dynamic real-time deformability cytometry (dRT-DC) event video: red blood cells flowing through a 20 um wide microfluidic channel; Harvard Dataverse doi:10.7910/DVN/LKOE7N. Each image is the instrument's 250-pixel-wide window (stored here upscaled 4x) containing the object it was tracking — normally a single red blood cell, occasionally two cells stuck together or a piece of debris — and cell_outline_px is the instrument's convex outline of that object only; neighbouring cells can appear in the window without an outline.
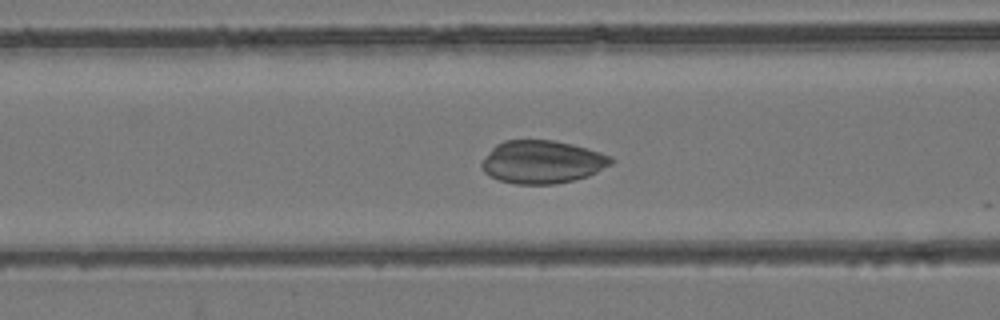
{"species": "common noctule bat (a hibernating species)", "species_latin": "Nyctalus noctula", "temperature_condition": "room temperature", "stored_images_in_passage": 23, "camera_frame_rate_fps": 3000, "um_per_image_px": 0.085, "animal": {"sex": "female", "body_mass_g": 24.6, "forearm_length_mm": 56.2}, "frame": {"image": 1, "passage_image": 19, "time_ms": 6.0, "image_size_px": [1000, 320], "cell_outline_px": [[616, 160], [612, 164], [588, 176], [556, 184], [516, 184], [500, 180], [484, 172], [480, 164], [492, 148], [496, 144], [504, 140], [552, 140], [572, 144], [600, 152], [612, 156]], "centroid_in_image_um": [46.11, 13.76], "position_along_channel_um": 120.5, "area_um2": 32.31}}
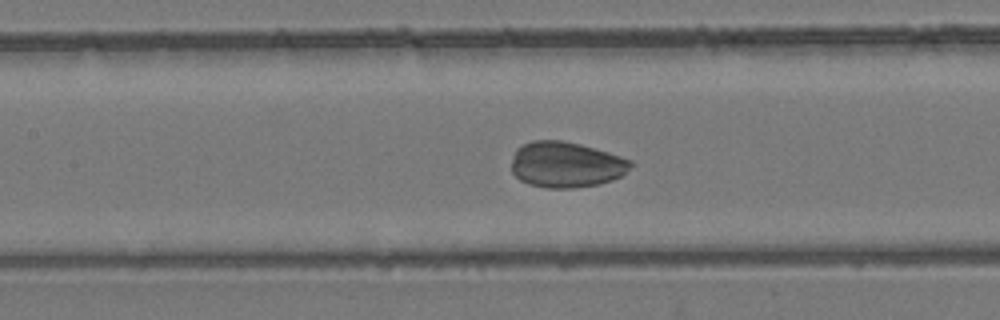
{"frame": {"image": 2, "passage_image": 22, "time_ms": 7.0, "image_size_px": [1000, 320], "cell_outline_px": [[636, 164], [620, 176], [612, 180], [600, 184], [572, 188], [548, 188], [528, 184], [520, 180], [512, 172], [512, 160], [516, 148], [532, 140], [560, 140], [580, 144], [608, 152], [632, 160]], "centroid_in_image_um": [48.13, 13.99], "position_along_channel_um": 159.3, "area_um2": 31.91}}